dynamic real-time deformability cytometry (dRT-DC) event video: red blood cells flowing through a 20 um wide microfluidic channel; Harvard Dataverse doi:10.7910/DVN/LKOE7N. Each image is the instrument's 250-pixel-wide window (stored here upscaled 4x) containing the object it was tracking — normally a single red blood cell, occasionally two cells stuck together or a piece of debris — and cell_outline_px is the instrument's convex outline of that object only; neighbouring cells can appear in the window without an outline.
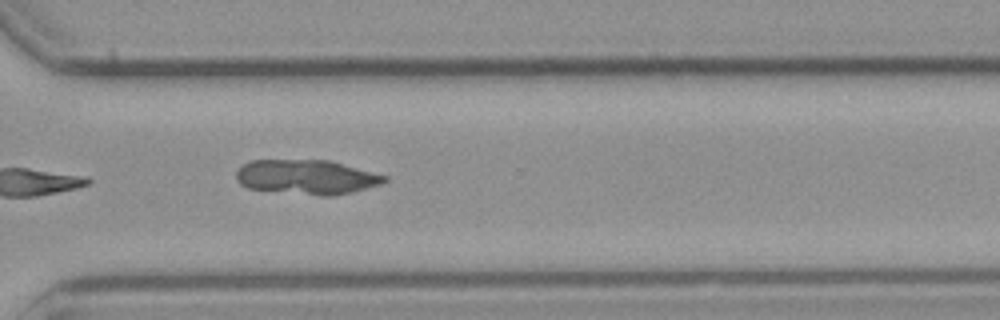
{"species": "common noctule bat (a hibernating species)", "species_latin": "Nyctalus noctula", "temperature_condition": "cold", "stored_images_in_passage": 11, "camera_frame_rate_fps": 3000, "um_per_image_px": 0.085, "animal": {"sex": "male", "body_mass_g": 23.1, "forearm_length_mm": 52.7}, "frame": {"image": 1, "passage_image": 11, "time_ms": 13.333, "image_size_px": [1000, 320], "cell_outline_px": [[388, 180], [380, 184], [352, 192], [332, 196], [320, 196], [248, 188], [240, 184], [236, 180], [236, 172], [244, 164], [252, 160], [328, 160], [388, 176]], "centroid_in_image_um": [26.06, 15.05], "position_along_channel_um": 344.5, "area_um2": 29.71}}